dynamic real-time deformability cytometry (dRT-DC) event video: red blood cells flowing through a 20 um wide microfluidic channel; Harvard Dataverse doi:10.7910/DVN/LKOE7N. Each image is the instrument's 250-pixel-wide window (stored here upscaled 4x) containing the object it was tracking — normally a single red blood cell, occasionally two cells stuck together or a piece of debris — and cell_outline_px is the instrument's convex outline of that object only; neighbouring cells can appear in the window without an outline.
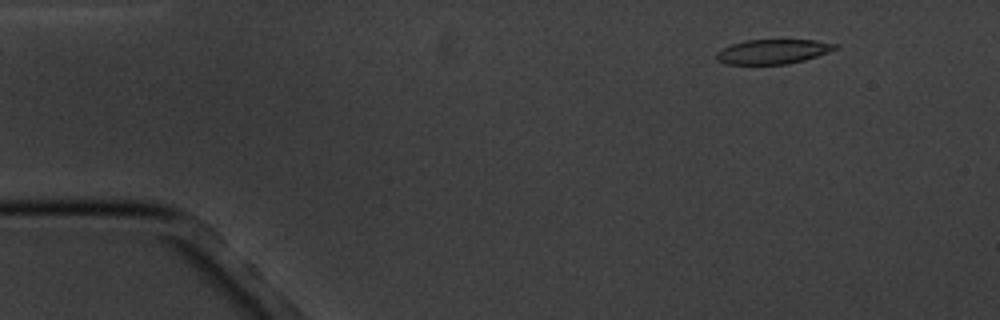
{"species": "common noctule bat (a hibernating species)", "species_latin": "Nyctalus noctula", "temperature_condition": "cold", "stored_images_in_passage": 5, "camera_frame_rate_fps": 3000, "um_per_image_px": 0.085, "animal": {"sex": "male", "body_mass_g": 20.1, "forearm_length_mm": 53.5}, "frame": {"image": 1, "passage_image": 2, "time_ms": 1.0, "image_size_px": [1000, 320], "cell_outline_px": [[840, 48], [804, 60], [788, 64], [724, 64], [716, 60], [716, 52], [732, 44], [744, 40], [816, 40], [840, 44]], "centroid_in_image_um": [65.72, 4.38], "position_along_channel_um": 19.3, "area_um2": 17.11}}